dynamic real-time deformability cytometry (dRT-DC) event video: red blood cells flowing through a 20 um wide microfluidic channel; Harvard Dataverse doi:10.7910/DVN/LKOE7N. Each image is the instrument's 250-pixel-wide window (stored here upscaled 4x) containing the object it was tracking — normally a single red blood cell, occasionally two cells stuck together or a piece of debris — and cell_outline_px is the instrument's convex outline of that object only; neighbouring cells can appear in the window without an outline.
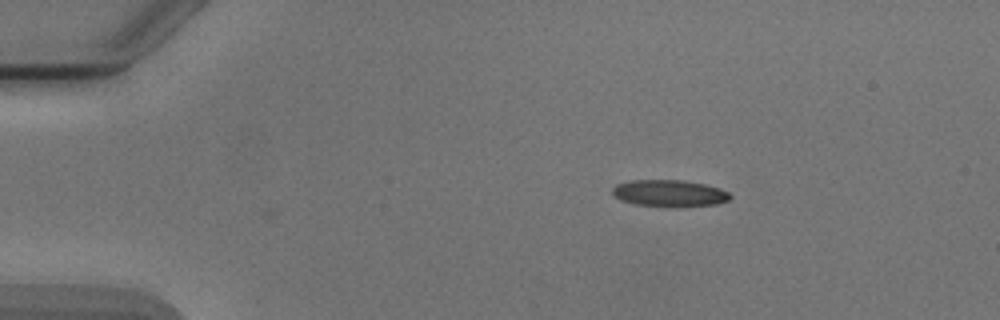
{"species": "Egyptian fruit bat (a non-hibernating species)", "species_latin": "Rousettus aegyptiacus", "temperature_condition": "cold", "stored_images_in_passage": 3, "camera_frame_rate_fps": 3000, "um_per_image_px": 0.085, "animal": {"sex": "male"}, "frame": {"image": 1, "passage_image": 3, "time_ms": 2.333, "image_size_px": [1000, 320], "cell_outline_px": [[732, 196], [728, 200], [716, 204], [636, 204], [620, 200], [612, 192], [612, 188], [616, 184], [628, 180], [684, 180], [704, 184], [720, 188], [728, 192]], "centroid_in_image_um": [56.86, 16.37], "position_along_channel_um": 28.1, "area_um2": 17.46}}